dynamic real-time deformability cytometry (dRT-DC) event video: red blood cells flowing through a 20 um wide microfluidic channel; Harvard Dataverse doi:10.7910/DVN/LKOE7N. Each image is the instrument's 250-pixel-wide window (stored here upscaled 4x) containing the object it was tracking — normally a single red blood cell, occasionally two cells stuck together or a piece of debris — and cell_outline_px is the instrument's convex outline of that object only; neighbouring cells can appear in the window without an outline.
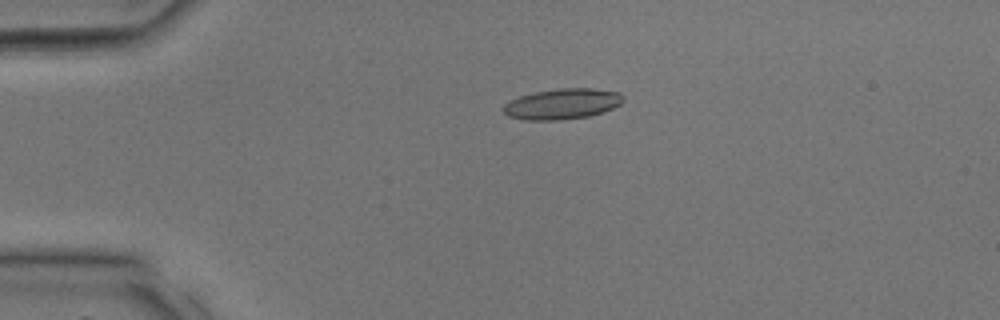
{"species": "common noctule bat (a hibernating species)", "species_latin": "Nyctalus noctula", "temperature_condition": "room temperature", "stored_images_in_passage": 21, "camera_frame_rate_fps": 3000, "um_per_image_px": 0.085, "animal": {"sex": "male", "body_mass_g": 17.9, "forearm_length_mm": 54.2}, "frame": {"image": 1, "passage_image": 9, "time_ms": 2.667, "image_size_px": [1000, 320], "cell_outline_px": [[624, 100], [620, 104], [604, 112], [592, 116], [560, 120], [524, 120], [508, 116], [504, 112], [504, 104], [520, 96], [536, 92], [560, 88], [592, 88], [620, 92], [624, 96]], "centroid_in_image_um": [47.84, 8.84], "position_along_channel_um": 37.2, "area_um2": 21.44}}